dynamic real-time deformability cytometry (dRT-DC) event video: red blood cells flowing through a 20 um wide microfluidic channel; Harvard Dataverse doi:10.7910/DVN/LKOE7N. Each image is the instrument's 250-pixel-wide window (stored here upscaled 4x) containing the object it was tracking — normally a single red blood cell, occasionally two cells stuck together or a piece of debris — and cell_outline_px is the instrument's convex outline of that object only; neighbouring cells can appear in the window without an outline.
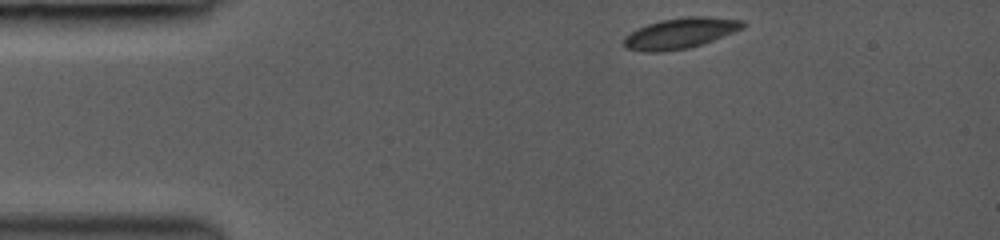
{"species": "common noctule bat (a hibernating species)", "species_latin": "Nyctalus noctula", "temperature_condition": "room temperature", "stored_images_in_passage": 3, "camera_frame_rate_fps": 3000, "um_per_image_px": 0.085, "animal": {"sex": "female", "body_mass_g": 19.0, "forearm_length_mm": 53.3}, "frame": {"image": 1, "passage_image": 1, "time_ms": 0.0, "image_size_px": [1000, 240], "cell_outline_px": [[744, 28], [712, 40], [688, 48], [664, 52], [644, 52], [624, 48], [624, 36], [636, 28], [660, 20], [688, 16], [704, 16], [744, 20]], "centroid_in_image_um": [57.77, 2.82], "position_along_channel_um": 27.2, "area_um2": 21.27}}